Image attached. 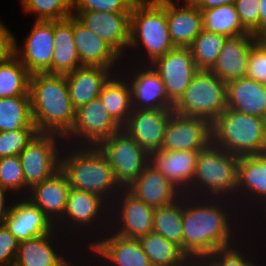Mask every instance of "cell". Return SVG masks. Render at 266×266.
<instances>
[{"instance_id":"obj_32","label":"cell","mask_w":266,"mask_h":266,"mask_svg":"<svg viewBox=\"0 0 266 266\" xmlns=\"http://www.w3.org/2000/svg\"><path fill=\"white\" fill-rule=\"evenodd\" d=\"M99 98L111 117L122 127L132 113L131 89L126 79L114 73L103 85Z\"/></svg>"},{"instance_id":"obj_22","label":"cell","mask_w":266,"mask_h":266,"mask_svg":"<svg viewBox=\"0 0 266 266\" xmlns=\"http://www.w3.org/2000/svg\"><path fill=\"white\" fill-rule=\"evenodd\" d=\"M259 39L250 32L227 37L214 66L209 71L225 84L245 77L251 48Z\"/></svg>"},{"instance_id":"obj_44","label":"cell","mask_w":266,"mask_h":266,"mask_svg":"<svg viewBox=\"0 0 266 266\" xmlns=\"http://www.w3.org/2000/svg\"><path fill=\"white\" fill-rule=\"evenodd\" d=\"M245 77L266 84V38H260L252 46Z\"/></svg>"},{"instance_id":"obj_6","label":"cell","mask_w":266,"mask_h":266,"mask_svg":"<svg viewBox=\"0 0 266 266\" xmlns=\"http://www.w3.org/2000/svg\"><path fill=\"white\" fill-rule=\"evenodd\" d=\"M212 142L223 150L249 156L266 153V119L226 108L211 123Z\"/></svg>"},{"instance_id":"obj_45","label":"cell","mask_w":266,"mask_h":266,"mask_svg":"<svg viewBox=\"0 0 266 266\" xmlns=\"http://www.w3.org/2000/svg\"><path fill=\"white\" fill-rule=\"evenodd\" d=\"M234 5L242 26L259 38L260 0H236Z\"/></svg>"},{"instance_id":"obj_8","label":"cell","mask_w":266,"mask_h":266,"mask_svg":"<svg viewBox=\"0 0 266 266\" xmlns=\"http://www.w3.org/2000/svg\"><path fill=\"white\" fill-rule=\"evenodd\" d=\"M227 108L226 84L214 73L199 70L173 112L187 117H200L212 123Z\"/></svg>"},{"instance_id":"obj_16","label":"cell","mask_w":266,"mask_h":266,"mask_svg":"<svg viewBox=\"0 0 266 266\" xmlns=\"http://www.w3.org/2000/svg\"><path fill=\"white\" fill-rule=\"evenodd\" d=\"M60 233L61 232L58 229L54 228L48 234L20 241L13 266H63L68 260H70V257L73 256V254L70 255L68 251L70 248H75L73 245L69 247L68 242L70 240L73 242L77 241L79 237L77 236L73 240L72 237L68 238L64 233H61V235ZM62 238L68 240L64 243L62 242ZM62 244L68 246V248H61Z\"/></svg>"},{"instance_id":"obj_29","label":"cell","mask_w":266,"mask_h":266,"mask_svg":"<svg viewBox=\"0 0 266 266\" xmlns=\"http://www.w3.org/2000/svg\"><path fill=\"white\" fill-rule=\"evenodd\" d=\"M227 108L266 119V84L242 77L226 84Z\"/></svg>"},{"instance_id":"obj_7","label":"cell","mask_w":266,"mask_h":266,"mask_svg":"<svg viewBox=\"0 0 266 266\" xmlns=\"http://www.w3.org/2000/svg\"><path fill=\"white\" fill-rule=\"evenodd\" d=\"M108 212H110V205L102 197L83 190L71 188L63 217L54 226L61 233L66 230L64 234H67L69 237L72 236L73 238L74 235L77 236L79 232H81L83 235V237H81L82 241L88 238L89 240L92 238L97 239V237L101 236L110 228V213ZM89 233H92L91 235L94 236L89 235ZM87 235L89 237H87ZM84 237L86 238L84 239Z\"/></svg>"},{"instance_id":"obj_20","label":"cell","mask_w":266,"mask_h":266,"mask_svg":"<svg viewBox=\"0 0 266 266\" xmlns=\"http://www.w3.org/2000/svg\"><path fill=\"white\" fill-rule=\"evenodd\" d=\"M150 65L162 79L173 104L181 98L199 71L189 47H175Z\"/></svg>"},{"instance_id":"obj_38","label":"cell","mask_w":266,"mask_h":266,"mask_svg":"<svg viewBox=\"0 0 266 266\" xmlns=\"http://www.w3.org/2000/svg\"><path fill=\"white\" fill-rule=\"evenodd\" d=\"M226 36L202 30L189 46L198 70L209 71L215 64Z\"/></svg>"},{"instance_id":"obj_27","label":"cell","mask_w":266,"mask_h":266,"mask_svg":"<svg viewBox=\"0 0 266 266\" xmlns=\"http://www.w3.org/2000/svg\"><path fill=\"white\" fill-rule=\"evenodd\" d=\"M4 224L20 242L50 233L55 226L45 214L25 197H17ZM18 201V202H17Z\"/></svg>"},{"instance_id":"obj_17","label":"cell","mask_w":266,"mask_h":266,"mask_svg":"<svg viewBox=\"0 0 266 266\" xmlns=\"http://www.w3.org/2000/svg\"><path fill=\"white\" fill-rule=\"evenodd\" d=\"M86 28L110 45L122 58H127L130 44L131 12L72 11Z\"/></svg>"},{"instance_id":"obj_2","label":"cell","mask_w":266,"mask_h":266,"mask_svg":"<svg viewBox=\"0 0 266 266\" xmlns=\"http://www.w3.org/2000/svg\"><path fill=\"white\" fill-rule=\"evenodd\" d=\"M29 94L37 131L65 137L73 128L76 118L65 75L31 74Z\"/></svg>"},{"instance_id":"obj_40","label":"cell","mask_w":266,"mask_h":266,"mask_svg":"<svg viewBox=\"0 0 266 266\" xmlns=\"http://www.w3.org/2000/svg\"><path fill=\"white\" fill-rule=\"evenodd\" d=\"M247 236L248 235L244 234L243 239L241 238L240 241L235 244L216 250L210 254L206 260L211 264V266H261L260 264L258 265V260H254L252 258L254 256L247 252L250 249V247L246 245L248 244L246 239ZM244 239L246 241H244ZM241 242L245 243L242 245ZM243 248L246 249L244 250Z\"/></svg>"},{"instance_id":"obj_19","label":"cell","mask_w":266,"mask_h":266,"mask_svg":"<svg viewBox=\"0 0 266 266\" xmlns=\"http://www.w3.org/2000/svg\"><path fill=\"white\" fill-rule=\"evenodd\" d=\"M211 141V123L208 120L182 116L173 112L165 129L161 149L200 151Z\"/></svg>"},{"instance_id":"obj_48","label":"cell","mask_w":266,"mask_h":266,"mask_svg":"<svg viewBox=\"0 0 266 266\" xmlns=\"http://www.w3.org/2000/svg\"><path fill=\"white\" fill-rule=\"evenodd\" d=\"M9 193H10V195H9ZM11 195L14 198L15 197L18 198V196H16V195L14 196L9 190L0 186V225L4 224L5 219L7 218L8 214L10 213L13 202L11 201L10 204L8 202H10V199L14 200L13 197L9 198Z\"/></svg>"},{"instance_id":"obj_36","label":"cell","mask_w":266,"mask_h":266,"mask_svg":"<svg viewBox=\"0 0 266 266\" xmlns=\"http://www.w3.org/2000/svg\"><path fill=\"white\" fill-rule=\"evenodd\" d=\"M182 206L183 195L174 203L155 208L153 231L180 246L182 250Z\"/></svg>"},{"instance_id":"obj_49","label":"cell","mask_w":266,"mask_h":266,"mask_svg":"<svg viewBox=\"0 0 266 266\" xmlns=\"http://www.w3.org/2000/svg\"><path fill=\"white\" fill-rule=\"evenodd\" d=\"M200 10L218 7L220 5L234 4L236 0H190Z\"/></svg>"},{"instance_id":"obj_46","label":"cell","mask_w":266,"mask_h":266,"mask_svg":"<svg viewBox=\"0 0 266 266\" xmlns=\"http://www.w3.org/2000/svg\"><path fill=\"white\" fill-rule=\"evenodd\" d=\"M19 243L5 224L0 225V266L14 265Z\"/></svg>"},{"instance_id":"obj_3","label":"cell","mask_w":266,"mask_h":266,"mask_svg":"<svg viewBox=\"0 0 266 266\" xmlns=\"http://www.w3.org/2000/svg\"><path fill=\"white\" fill-rule=\"evenodd\" d=\"M60 169L67 176L71 188L96 194L109 205L123 189L106 156L97 146L64 144Z\"/></svg>"},{"instance_id":"obj_23","label":"cell","mask_w":266,"mask_h":266,"mask_svg":"<svg viewBox=\"0 0 266 266\" xmlns=\"http://www.w3.org/2000/svg\"><path fill=\"white\" fill-rule=\"evenodd\" d=\"M70 189L67 176L59 169L51 177L32 186L25 198L55 225L63 217Z\"/></svg>"},{"instance_id":"obj_21","label":"cell","mask_w":266,"mask_h":266,"mask_svg":"<svg viewBox=\"0 0 266 266\" xmlns=\"http://www.w3.org/2000/svg\"><path fill=\"white\" fill-rule=\"evenodd\" d=\"M173 109H133L122 129L148 154L160 150Z\"/></svg>"},{"instance_id":"obj_18","label":"cell","mask_w":266,"mask_h":266,"mask_svg":"<svg viewBox=\"0 0 266 266\" xmlns=\"http://www.w3.org/2000/svg\"><path fill=\"white\" fill-rule=\"evenodd\" d=\"M18 47L15 40V56L31 73L51 74L54 52V21L35 20L29 34Z\"/></svg>"},{"instance_id":"obj_5","label":"cell","mask_w":266,"mask_h":266,"mask_svg":"<svg viewBox=\"0 0 266 266\" xmlns=\"http://www.w3.org/2000/svg\"><path fill=\"white\" fill-rule=\"evenodd\" d=\"M238 161L239 156L223 150L211 141L198 153L193 180L186 194L226 198L236 202Z\"/></svg>"},{"instance_id":"obj_42","label":"cell","mask_w":266,"mask_h":266,"mask_svg":"<svg viewBox=\"0 0 266 266\" xmlns=\"http://www.w3.org/2000/svg\"><path fill=\"white\" fill-rule=\"evenodd\" d=\"M38 133L36 127L0 132V158L19 156Z\"/></svg>"},{"instance_id":"obj_28","label":"cell","mask_w":266,"mask_h":266,"mask_svg":"<svg viewBox=\"0 0 266 266\" xmlns=\"http://www.w3.org/2000/svg\"><path fill=\"white\" fill-rule=\"evenodd\" d=\"M127 190L153 208L177 201L183 194L158 170L148 164Z\"/></svg>"},{"instance_id":"obj_10","label":"cell","mask_w":266,"mask_h":266,"mask_svg":"<svg viewBox=\"0 0 266 266\" xmlns=\"http://www.w3.org/2000/svg\"><path fill=\"white\" fill-rule=\"evenodd\" d=\"M97 147L106 156L123 189H127L149 164V154L123 129L102 140Z\"/></svg>"},{"instance_id":"obj_34","label":"cell","mask_w":266,"mask_h":266,"mask_svg":"<svg viewBox=\"0 0 266 266\" xmlns=\"http://www.w3.org/2000/svg\"><path fill=\"white\" fill-rule=\"evenodd\" d=\"M35 127L30 94L0 98V132Z\"/></svg>"},{"instance_id":"obj_4","label":"cell","mask_w":266,"mask_h":266,"mask_svg":"<svg viewBox=\"0 0 266 266\" xmlns=\"http://www.w3.org/2000/svg\"><path fill=\"white\" fill-rule=\"evenodd\" d=\"M128 48L131 49V51H127L128 53L137 50V54L138 51L144 50V53H138L141 54L138 55L140 57L139 62L136 60V64L139 63L140 65H150L157 58L175 48L168 29L166 0L135 1L131 9L130 44Z\"/></svg>"},{"instance_id":"obj_1","label":"cell","mask_w":266,"mask_h":266,"mask_svg":"<svg viewBox=\"0 0 266 266\" xmlns=\"http://www.w3.org/2000/svg\"><path fill=\"white\" fill-rule=\"evenodd\" d=\"M236 206L238 207L236 202L231 199L183 194L182 251L189 258L206 259L216 250L240 241L245 231L249 233L247 230L249 228L246 227V215L243 216ZM236 214L240 215L239 219L244 217L242 221L237 220ZM238 227L241 230L244 229L243 232L238 230Z\"/></svg>"},{"instance_id":"obj_33","label":"cell","mask_w":266,"mask_h":266,"mask_svg":"<svg viewBox=\"0 0 266 266\" xmlns=\"http://www.w3.org/2000/svg\"><path fill=\"white\" fill-rule=\"evenodd\" d=\"M138 240L152 266H182L189 259L179 245L154 231Z\"/></svg>"},{"instance_id":"obj_43","label":"cell","mask_w":266,"mask_h":266,"mask_svg":"<svg viewBox=\"0 0 266 266\" xmlns=\"http://www.w3.org/2000/svg\"><path fill=\"white\" fill-rule=\"evenodd\" d=\"M136 0H72V11L131 12Z\"/></svg>"},{"instance_id":"obj_52","label":"cell","mask_w":266,"mask_h":266,"mask_svg":"<svg viewBox=\"0 0 266 266\" xmlns=\"http://www.w3.org/2000/svg\"><path fill=\"white\" fill-rule=\"evenodd\" d=\"M83 255H81V257H78V258H80V260L78 261V262H76V256L74 255V257H75V260L73 261L72 260V258H71V260L69 261H67L63 266H77V264H78V266L82 263V265H80V266H86L88 263L90 264H88L87 266H91V263H90V261L88 260L87 262L86 261H84V260H82L83 262H81V259H83L84 258V256L82 257ZM74 262V263H73ZM85 262H86V264H85ZM76 263V264H75ZM85 264V265H84ZM92 266H98V263L97 264H95L94 265V263H93V265Z\"/></svg>"},{"instance_id":"obj_11","label":"cell","mask_w":266,"mask_h":266,"mask_svg":"<svg viewBox=\"0 0 266 266\" xmlns=\"http://www.w3.org/2000/svg\"><path fill=\"white\" fill-rule=\"evenodd\" d=\"M87 241H84L86 245L78 244L76 248L87 247L85 252L89 250L90 256L86 258L90 257L91 263L98 262L99 266H152L138 239L122 237L107 230L99 238Z\"/></svg>"},{"instance_id":"obj_41","label":"cell","mask_w":266,"mask_h":266,"mask_svg":"<svg viewBox=\"0 0 266 266\" xmlns=\"http://www.w3.org/2000/svg\"><path fill=\"white\" fill-rule=\"evenodd\" d=\"M0 186L19 198L25 197V178L19 156L0 158Z\"/></svg>"},{"instance_id":"obj_53","label":"cell","mask_w":266,"mask_h":266,"mask_svg":"<svg viewBox=\"0 0 266 266\" xmlns=\"http://www.w3.org/2000/svg\"><path fill=\"white\" fill-rule=\"evenodd\" d=\"M262 217L261 218H259L258 220H259V227L257 226V225H254V224H252L251 226L253 227V226H255V227H257V229L259 230V228H260V222L262 223V225H263V229H264V225H266L265 223L266 222H262V219H264V221L266 220V210L262 213V214H260ZM265 215V216H264ZM260 219H261V221H260ZM264 223V224H263Z\"/></svg>"},{"instance_id":"obj_13","label":"cell","mask_w":266,"mask_h":266,"mask_svg":"<svg viewBox=\"0 0 266 266\" xmlns=\"http://www.w3.org/2000/svg\"><path fill=\"white\" fill-rule=\"evenodd\" d=\"M236 204L241 209V212H243V216L244 214L247 215L246 218L250 217L251 209H254L255 219H258L257 215L259 212L262 214L266 210V153L239 156ZM251 205H254V208ZM243 209L247 211L244 212Z\"/></svg>"},{"instance_id":"obj_51","label":"cell","mask_w":266,"mask_h":266,"mask_svg":"<svg viewBox=\"0 0 266 266\" xmlns=\"http://www.w3.org/2000/svg\"><path fill=\"white\" fill-rule=\"evenodd\" d=\"M182 266H211L206 259L189 258Z\"/></svg>"},{"instance_id":"obj_37","label":"cell","mask_w":266,"mask_h":266,"mask_svg":"<svg viewBox=\"0 0 266 266\" xmlns=\"http://www.w3.org/2000/svg\"><path fill=\"white\" fill-rule=\"evenodd\" d=\"M31 73L14 56L0 64V98L29 94Z\"/></svg>"},{"instance_id":"obj_39","label":"cell","mask_w":266,"mask_h":266,"mask_svg":"<svg viewBox=\"0 0 266 266\" xmlns=\"http://www.w3.org/2000/svg\"><path fill=\"white\" fill-rule=\"evenodd\" d=\"M25 13H35V20L54 21L73 15L72 0H21Z\"/></svg>"},{"instance_id":"obj_31","label":"cell","mask_w":266,"mask_h":266,"mask_svg":"<svg viewBox=\"0 0 266 266\" xmlns=\"http://www.w3.org/2000/svg\"><path fill=\"white\" fill-rule=\"evenodd\" d=\"M82 67L73 37V15L54 20V52L51 74L66 75Z\"/></svg>"},{"instance_id":"obj_26","label":"cell","mask_w":266,"mask_h":266,"mask_svg":"<svg viewBox=\"0 0 266 266\" xmlns=\"http://www.w3.org/2000/svg\"><path fill=\"white\" fill-rule=\"evenodd\" d=\"M170 38L175 47H189L203 30L201 10L190 0H166Z\"/></svg>"},{"instance_id":"obj_47","label":"cell","mask_w":266,"mask_h":266,"mask_svg":"<svg viewBox=\"0 0 266 266\" xmlns=\"http://www.w3.org/2000/svg\"><path fill=\"white\" fill-rule=\"evenodd\" d=\"M12 31L0 21V64L10 61L15 56V40Z\"/></svg>"},{"instance_id":"obj_50","label":"cell","mask_w":266,"mask_h":266,"mask_svg":"<svg viewBox=\"0 0 266 266\" xmlns=\"http://www.w3.org/2000/svg\"><path fill=\"white\" fill-rule=\"evenodd\" d=\"M259 38H266V0H260Z\"/></svg>"},{"instance_id":"obj_25","label":"cell","mask_w":266,"mask_h":266,"mask_svg":"<svg viewBox=\"0 0 266 266\" xmlns=\"http://www.w3.org/2000/svg\"><path fill=\"white\" fill-rule=\"evenodd\" d=\"M73 37L82 66H98L114 70V73L119 72L121 60L123 62L124 59L74 16ZM115 66L119 68L117 69Z\"/></svg>"},{"instance_id":"obj_14","label":"cell","mask_w":266,"mask_h":266,"mask_svg":"<svg viewBox=\"0 0 266 266\" xmlns=\"http://www.w3.org/2000/svg\"><path fill=\"white\" fill-rule=\"evenodd\" d=\"M154 210L127 189H122L110 204L109 230L122 237L138 239L153 231Z\"/></svg>"},{"instance_id":"obj_30","label":"cell","mask_w":266,"mask_h":266,"mask_svg":"<svg viewBox=\"0 0 266 266\" xmlns=\"http://www.w3.org/2000/svg\"><path fill=\"white\" fill-rule=\"evenodd\" d=\"M114 74V71L98 66H82L66 74L69 96L73 107L78 109L99 97L103 85Z\"/></svg>"},{"instance_id":"obj_35","label":"cell","mask_w":266,"mask_h":266,"mask_svg":"<svg viewBox=\"0 0 266 266\" xmlns=\"http://www.w3.org/2000/svg\"><path fill=\"white\" fill-rule=\"evenodd\" d=\"M203 29L226 37L249 33L241 24L234 4L201 10Z\"/></svg>"},{"instance_id":"obj_9","label":"cell","mask_w":266,"mask_h":266,"mask_svg":"<svg viewBox=\"0 0 266 266\" xmlns=\"http://www.w3.org/2000/svg\"><path fill=\"white\" fill-rule=\"evenodd\" d=\"M64 137L58 134L38 133L20 153L25 178V197L29 189L51 177L60 169Z\"/></svg>"},{"instance_id":"obj_24","label":"cell","mask_w":266,"mask_h":266,"mask_svg":"<svg viewBox=\"0 0 266 266\" xmlns=\"http://www.w3.org/2000/svg\"><path fill=\"white\" fill-rule=\"evenodd\" d=\"M199 151H152L149 164L166 177L182 194H186L193 180Z\"/></svg>"},{"instance_id":"obj_12","label":"cell","mask_w":266,"mask_h":266,"mask_svg":"<svg viewBox=\"0 0 266 266\" xmlns=\"http://www.w3.org/2000/svg\"><path fill=\"white\" fill-rule=\"evenodd\" d=\"M121 129L97 97L76 109L74 126L64 140L69 145L97 146Z\"/></svg>"},{"instance_id":"obj_15","label":"cell","mask_w":266,"mask_h":266,"mask_svg":"<svg viewBox=\"0 0 266 266\" xmlns=\"http://www.w3.org/2000/svg\"><path fill=\"white\" fill-rule=\"evenodd\" d=\"M126 63V66L130 65V67L128 66V69L126 66L120 67L122 69L119 72H123L121 75L124 76L130 86L132 109L156 110L174 108V104L168 98L162 79L151 65Z\"/></svg>"}]
</instances>
